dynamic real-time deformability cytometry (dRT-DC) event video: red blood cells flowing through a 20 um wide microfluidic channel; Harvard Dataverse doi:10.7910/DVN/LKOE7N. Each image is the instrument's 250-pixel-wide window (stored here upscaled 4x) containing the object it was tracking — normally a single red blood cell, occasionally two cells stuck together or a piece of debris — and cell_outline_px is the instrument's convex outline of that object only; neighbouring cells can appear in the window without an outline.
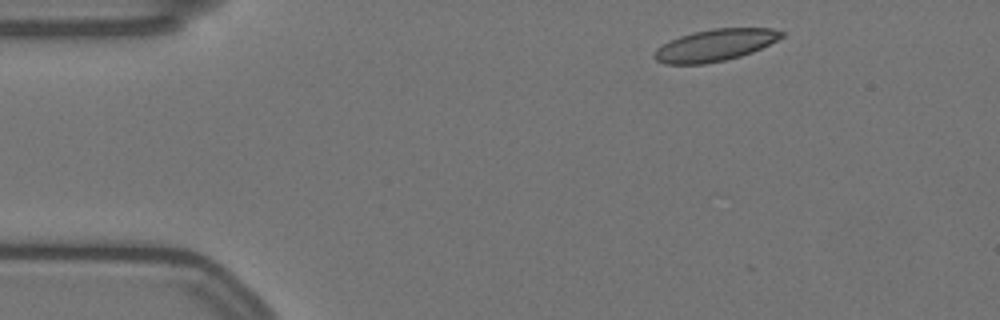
{"species": "Egyptian fruit bat (a non-hibernating species)", "species_latin": "Rousettus aegyptiacus", "temperature_condition": "warm", "stored_images_in_passage": 8, "camera_frame_rate_fps": 3000, "um_per_image_px": 0.085, "animal": {"sex": "female"}, "frame": {"image": 1, "passage_image": 1, "time_ms": 0.0, "image_size_px": [1000, 320], "cell_outline_px": [[784, 36], [752, 52], [740, 56], [724, 60], [704, 64], [664, 64], [656, 60], [652, 56], [656, 48], [680, 36], [692, 32], [712, 28], [772, 28], [784, 32]], "centroid_in_image_um": [60.75, 3.84], "position_along_channel_um": 24.2, "area_um2": 23.47}}